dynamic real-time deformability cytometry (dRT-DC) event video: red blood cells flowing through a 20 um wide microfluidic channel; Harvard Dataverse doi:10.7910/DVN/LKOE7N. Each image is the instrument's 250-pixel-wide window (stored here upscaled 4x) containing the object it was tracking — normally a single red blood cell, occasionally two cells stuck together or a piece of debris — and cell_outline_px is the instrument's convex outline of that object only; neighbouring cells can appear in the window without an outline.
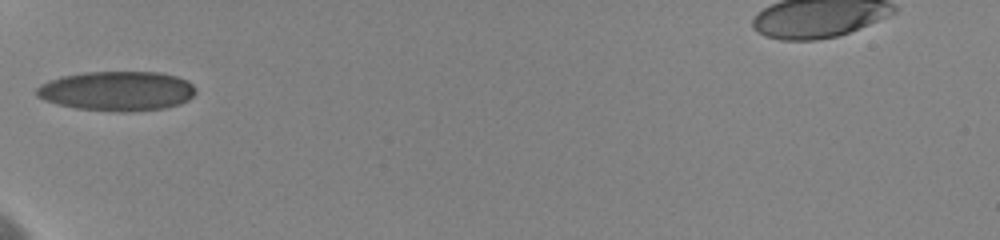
{"species": "human", "species_latin": "Homo sapiens", "temperature_condition": "cold", "stored_images_in_passage": 2, "camera_frame_rate_fps": 3000, "um_per_image_px": 0.085, "donor": {"sex": "female"}, "frame": {"image": 1, "passage_image": 1, "time_ms": 0.0, "image_size_px": [1000, 240], "cell_outline_px": [[196, 92], [188, 100], [180, 104], [164, 108], [124, 112], [76, 108], [56, 104], [44, 100], [36, 96], [36, 88], [40, 84], [48, 80], [64, 76], [84, 72], [160, 72], [176, 76], [188, 80], [196, 88]], "centroid_in_image_um": [9.95, 7.73], "position_along_channel_um": 75.0, "area_um2": 36.82}}